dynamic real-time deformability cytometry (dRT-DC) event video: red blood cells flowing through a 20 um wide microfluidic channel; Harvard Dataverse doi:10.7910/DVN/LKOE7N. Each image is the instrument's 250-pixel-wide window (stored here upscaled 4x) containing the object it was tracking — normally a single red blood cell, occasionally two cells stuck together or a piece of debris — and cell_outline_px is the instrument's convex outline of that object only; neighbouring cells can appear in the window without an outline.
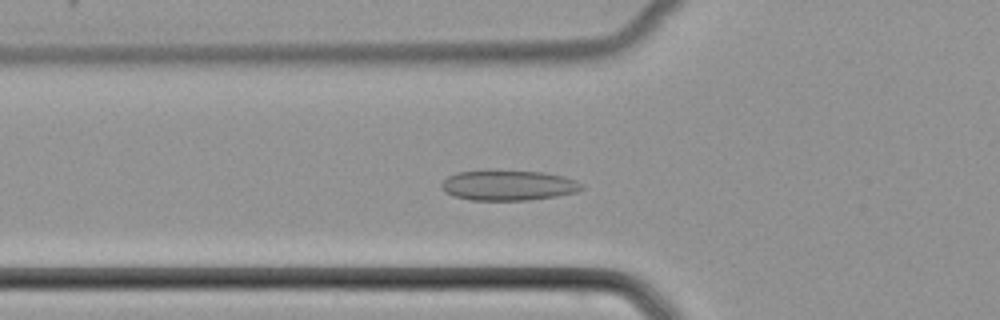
{"species": "common noctule bat (a hibernating species)", "species_latin": "Nyctalus noctula", "temperature_condition": "cold", "stored_images_in_passage": 37, "camera_frame_rate_fps": 3000, "um_per_image_px": 0.085, "animal": {"sex": "female", "body_mass_g": 22.7, "forearm_length_mm": 54.2}, "frame": {"image": 1, "passage_image": 4, "time_ms": 1.0, "image_size_px": [1000, 320], "cell_outline_px": [[584, 188], [576, 192], [556, 196], [528, 200], [468, 200], [452, 196], [444, 192], [440, 188], [440, 184], [448, 176], [456, 172], [492, 168], [544, 172], [564, 176], [576, 180], [584, 184]], "centroid_in_image_um": [43.16, 15.72], "position_along_channel_um": 82.6, "area_um2": 25.72}}
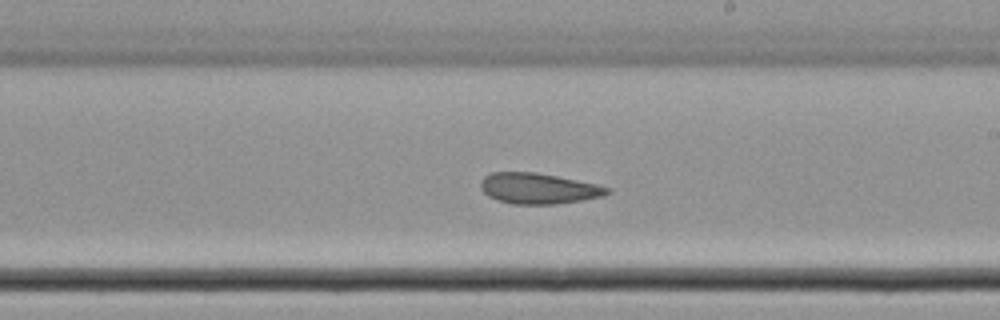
{"frame": {"image": 2, "passage_image": 16, "time_ms": 5.0, "image_size_px": [1000, 320], "cell_outline_px": [[612, 192], [604, 196], [556, 204], [512, 204], [488, 196], [480, 188], [480, 180], [484, 176], [492, 172], [536, 172], [596, 184], [612, 188]], "centroid_in_image_um": [45.77, 16.01], "position_along_channel_um": 243.2, "area_um2": 22.66}}
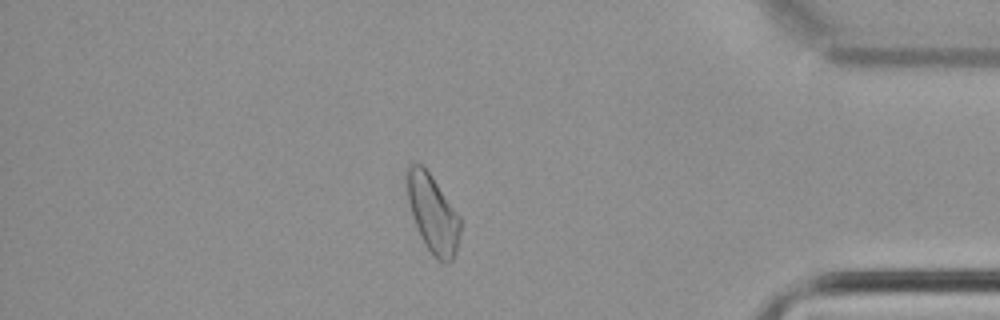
{"frame": {"image": 3, "passage_image": 30, "time_ms": 9.667, "image_size_px": [1000, 320], "cell_outline_px": [[460, 232], [456, 252], [452, 260], [448, 264], [444, 264], [436, 260], [420, 236], [408, 200], [404, 176], [404, 168], [408, 164], [420, 164], [432, 176], [460, 216]], "centroid_in_image_um": [36.77, 18.14], "position_along_channel_um": 398.4, "area_um2": 24.33}}